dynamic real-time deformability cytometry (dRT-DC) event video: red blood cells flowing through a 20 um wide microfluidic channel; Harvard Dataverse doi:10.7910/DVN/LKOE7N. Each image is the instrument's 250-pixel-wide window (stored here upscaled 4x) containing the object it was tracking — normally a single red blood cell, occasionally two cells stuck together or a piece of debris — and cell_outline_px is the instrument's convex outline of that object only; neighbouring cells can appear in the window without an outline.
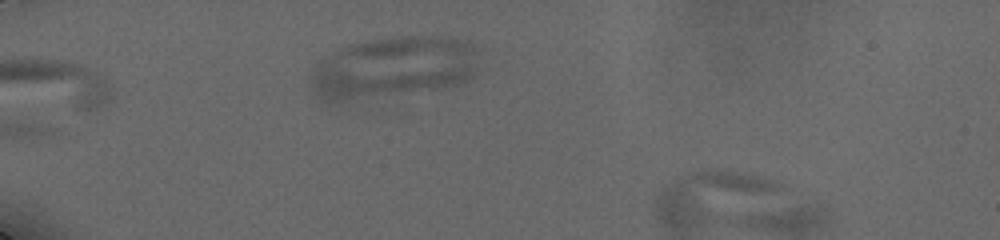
{"species": "human", "species_latin": "Homo sapiens", "temperature_condition": "cold", "stored_images_in_passage": 19, "camera_frame_rate_fps": 3000, "um_per_image_px": 0.085, "donor": {"sex": "male"}, "frame": {"image": 1, "passage_image": 1, "time_ms": 0.0, "image_size_px": [1000, 240], "cell_outline_px": [[476, 68], [472, 76], [464, 84], [444, 88], [348, 104], [328, 104], [316, 96], [308, 80], [316, 68], [328, 56], [340, 48], [352, 44], [368, 40], [392, 36], [440, 36], [468, 40], [476, 44]], "centroid_in_image_um": [33.42, 5.8], "position_along_channel_um": 51.6, "area_um2": 62.31}}